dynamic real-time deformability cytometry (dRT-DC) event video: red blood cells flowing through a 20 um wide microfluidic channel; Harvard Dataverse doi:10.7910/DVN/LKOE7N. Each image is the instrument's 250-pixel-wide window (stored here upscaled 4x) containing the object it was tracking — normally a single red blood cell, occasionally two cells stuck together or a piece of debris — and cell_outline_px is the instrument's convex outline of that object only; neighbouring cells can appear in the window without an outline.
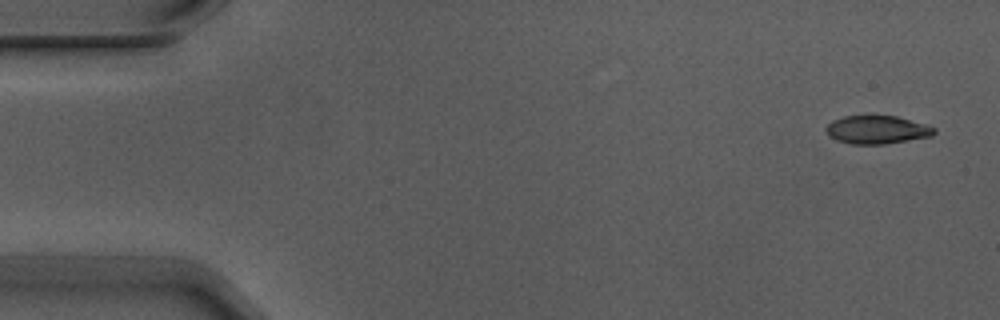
{"species": "Egyptian fruit bat (a non-hibernating species)", "species_latin": "Rousettus aegyptiacus", "temperature_condition": "warm", "stored_images_in_passage": 5, "camera_frame_rate_fps": 3000, "um_per_image_px": 0.085, "animal": {"sex": "male"}, "frame": {"image": 1, "passage_image": 1, "time_ms": 0.0, "image_size_px": [1000, 320], "cell_outline_px": [[936, 132], [932, 136], [884, 144], [852, 144], [836, 140], [828, 136], [824, 128], [832, 120], [844, 116], [872, 112], [896, 116], [924, 124], [936, 128]], "centroid_in_image_um": [74.49, 10.98], "position_along_channel_um": 10.5, "area_um2": 18.5}}
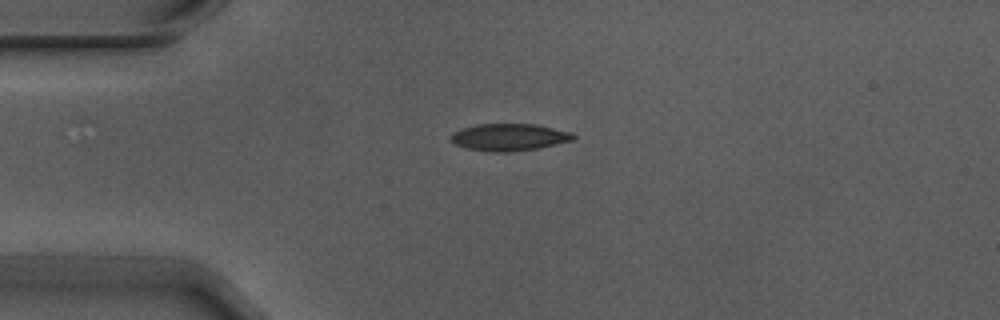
{"frame": {"image": 2, "passage_image": 4, "time_ms": 1.0, "image_size_px": [1000, 320], "cell_outline_px": [[576, 136], [572, 140], [536, 148], [508, 152], [492, 152], [464, 148], [456, 144], [452, 140], [452, 132], [460, 128], [476, 124], [536, 124], [572, 132]], "centroid_in_image_um": [43.25, 11.65], "position_along_channel_um": 41.8, "area_um2": 19.25}}